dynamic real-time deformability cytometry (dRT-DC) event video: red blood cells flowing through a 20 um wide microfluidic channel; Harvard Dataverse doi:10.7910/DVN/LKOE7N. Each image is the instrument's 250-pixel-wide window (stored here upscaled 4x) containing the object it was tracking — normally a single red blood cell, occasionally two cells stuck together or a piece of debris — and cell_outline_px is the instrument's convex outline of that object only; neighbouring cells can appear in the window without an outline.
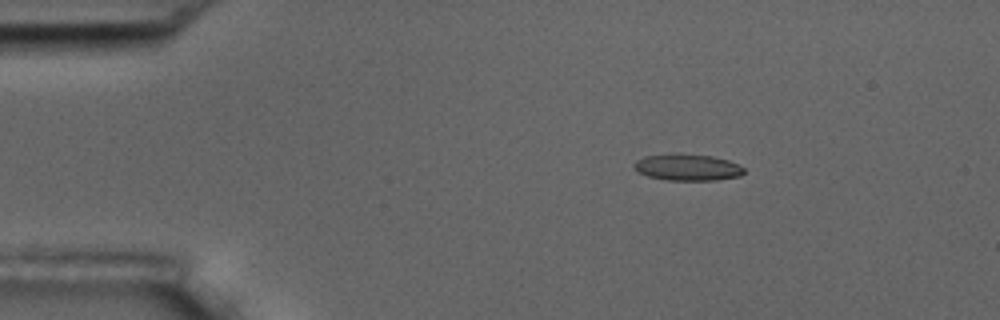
{"species": "common noctule bat (a hibernating species)", "species_latin": "Nyctalus noctula", "temperature_condition": "room temperature", "stored_images_in_passage": 3, "camera_frame_rate_fps": 3000, "um_per_image_px": 0.085, "animal": {"sex": "male", "body_mass_g": 17.5, "forearm_length_mm": 52.3}, "frame": {"image": 1, "passage_image": 2, "time_ms": 1.0, "image_size_px": [1000, 320], "cell_outline_px": [[744, 172], [740, 176], [716, 180], [668, 180], [648, 176], [636, 172], [632, 168], [632, 164], [636, 160], [644, 156], [676, 152], [680, 152], [712, 156], [728, 160], [744, 168]], "centroid_in_image_um": [58.36, 14.2], "position_along_channel_um": 26.6, "area_um2": 17.4}}